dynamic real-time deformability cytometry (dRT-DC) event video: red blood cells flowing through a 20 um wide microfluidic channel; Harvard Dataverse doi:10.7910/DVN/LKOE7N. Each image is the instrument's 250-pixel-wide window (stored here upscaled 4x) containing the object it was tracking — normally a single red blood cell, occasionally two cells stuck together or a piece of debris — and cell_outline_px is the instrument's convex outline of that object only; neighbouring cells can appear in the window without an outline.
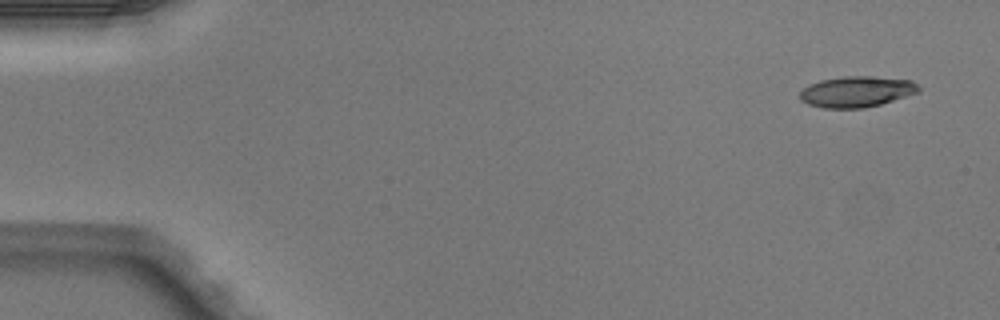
{"species": "Egyptian fruit bat (a non-hibernating species)", "species_latin": "Rousettus aegyptiacus", "temperature_condition": "warm", "stored_images_in_passage": 4, "camera_frame_rate_fps": 3000, "um_per_image_px": 0.085, "animal": {"sex": "male"}, "frame": {"image": 1, "passage_image": 1, "time_ms": 0.0, "image_size_px": [1000, 320], "cell_outline_px": [[920, 92], [880, 104], [864, 108], [824, 108], [808, 104], [800, 100], [800, 92], [808, 84], [820, 80], [844, 76], [872, 76], [912, 80], [920, 88]], "centroid_in_image_um": [72.81, 7.78], "position_along_channel_um": 12.2, "area_um2": 21.44}}
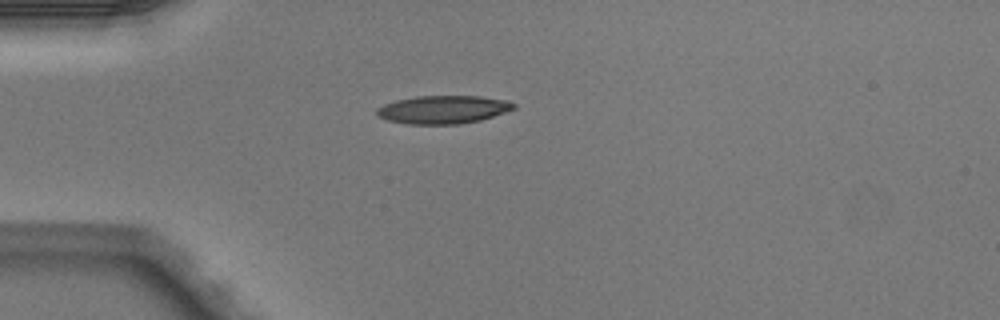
{"frame": {"image": 2, "passage_image": 4, "time_ms": 1.0, "image_size_px": [1000, 320], "cell_outline_px": [[516, 108], [480, 120], [460, 124], [408, 124], [388, 120], [376, 116], [376, 108], [384, 104], [396, 100], [416, 96], [480, 96], [508, 100], [516, 104]], "centroid_in_image_um": [37.65, 9.31], "position_along_channel_um": 47.3, "area_um2": 22.48}}